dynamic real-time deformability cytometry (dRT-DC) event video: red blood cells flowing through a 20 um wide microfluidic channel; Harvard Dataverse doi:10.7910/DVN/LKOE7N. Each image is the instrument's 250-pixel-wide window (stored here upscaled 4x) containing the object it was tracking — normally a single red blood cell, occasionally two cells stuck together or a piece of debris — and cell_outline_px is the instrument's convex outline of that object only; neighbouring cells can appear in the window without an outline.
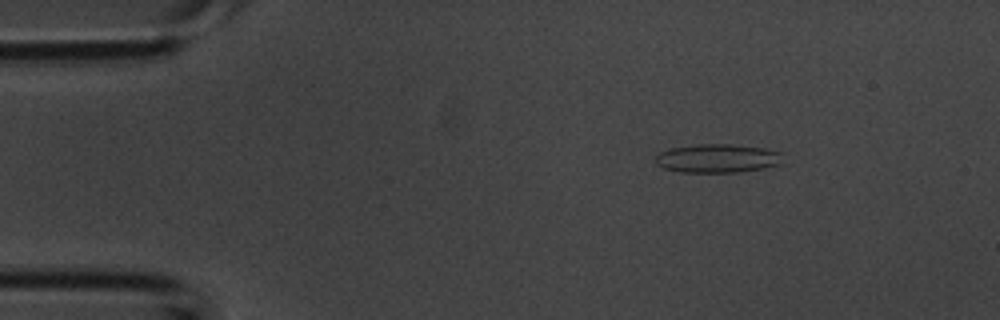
{"species": "common noctule bat (a hibernating species)", "species_latin": "Nyctalus noctula", "temperature_condition": "room temperature", "stored_images_in_passage": 41, "camera_frame_rate_fps": 3000, "um_per_image_px": 0.085, "animal": {"sex": "male", "body_mass_g": 20.1, "forearm_length_mm": 53.5}, "frame": {"image": 1, "passage_image": 5, "time_ms": 1.333, "image_size_px": [1000, 320], "cell_outline_px": [[784, 152], [780, 164], [764, 168], [736, 172], [680, 172], [664, 168], [656, 164], [656, 156], [660, 152], [672, 148], [696, 144], [732, 144], [764, 148]], "centroid_in_image_um": [61.02, 13.45], "position_along_channel_um": 24.0, "area_um2": 21.33}}
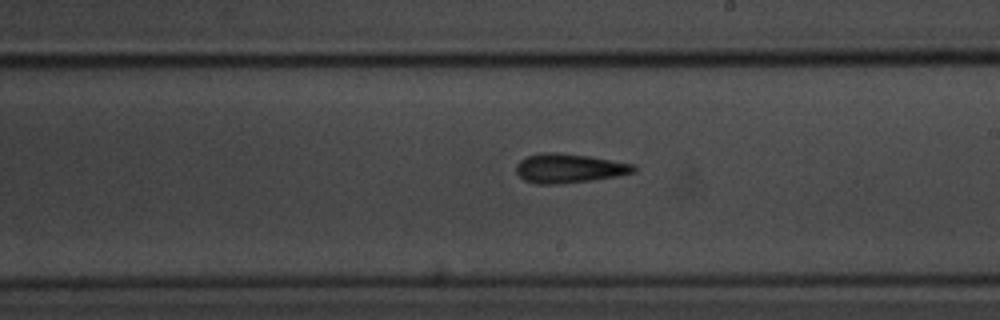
{"frame": {"image": 2, "passage_image": 23, "time_ms": 7.333, "image_size_px": [1000, 320], "cell_outline_px": [[636, 172], [616, 176], [592, 180], [556, 184], [536, 184], [524, 180], [516, 172], [516, 164], [520, 160], [528, 156], [544, 152], [556, 152], [588, 156], [632, 164], [636, 168]], "centroid_in_image_um": [48.33, 14.31], "position_along_channel_um": 240.7, "area_um2": 19.83}}
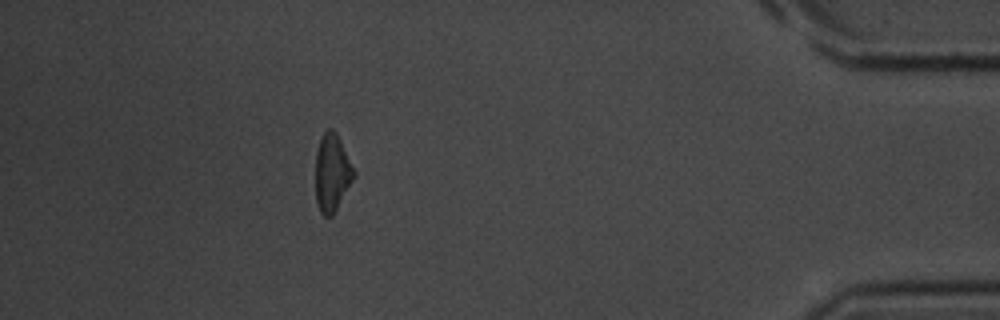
{"frame": {"image": 3, "passage_image": 37, "time_ms": 12.0, "image_size_px": [1000, 320], "cell_outline_px": [[356, 176], [332, 216], [324, 216], [320, 212], [316, 204], [316, 152], [320, 140], [324, 132], [328, 128], [332, 128], [336, 132], [356, 172]], "centroid_in_image_um": [28.23, 14.7], "position_along_channel_um": 407.0, "area_um2": 17.34}}